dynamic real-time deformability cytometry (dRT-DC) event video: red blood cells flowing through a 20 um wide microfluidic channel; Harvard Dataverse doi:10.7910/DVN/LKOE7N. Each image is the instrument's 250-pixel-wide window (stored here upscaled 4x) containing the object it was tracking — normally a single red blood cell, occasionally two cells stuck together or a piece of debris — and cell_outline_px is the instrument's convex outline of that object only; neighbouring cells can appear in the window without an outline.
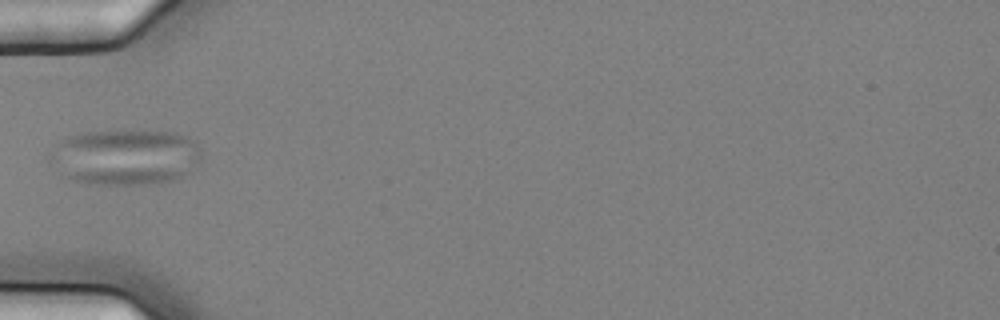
{"species": "common noctule bat (a hibernating species)", "species_latin": "Nyctalus noctula", "temperature_condition": "cold", "stored_images_in_passage": 6, "camera_frame_rate_fps": 3000, "um_per_image_px": 0.085, "animal": {"sex": "female", "body_mass_g": 25.1}, "frame": {"image": 1, "passage_image": 6, "time_ms": 1.667, "image_size_px": [1000, 320], "cell_outline_px": [[200, 160], [192, 172], [176, 180], [152, 184], [88, 184], [76, 180], [68, 176], [48, 160], [48, 156], [56, 144], [60, 140], [84, 132], [176, 132], [192, 140], [200, 148]], "centroid_in_image_um": [10.7, 13.37], "position_along_channel_um": 74.3, "area_um2": 48.78}}